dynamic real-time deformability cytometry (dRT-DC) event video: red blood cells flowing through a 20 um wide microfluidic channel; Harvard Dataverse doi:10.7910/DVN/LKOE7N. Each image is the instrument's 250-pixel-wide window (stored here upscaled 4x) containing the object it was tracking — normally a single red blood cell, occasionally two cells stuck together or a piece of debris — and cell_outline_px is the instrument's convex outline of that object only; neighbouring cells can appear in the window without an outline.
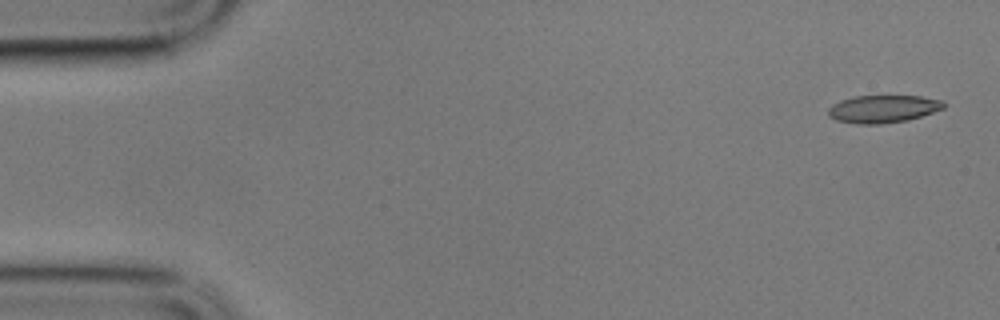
{"species": "common noctule bat (a hibernating species)", "species_latin": "Nyctalus noctula", "temperature_condition": "cold", "stored_images_in_passage": 53, "camera_frame_rate_fps": 3000, "um_per_image_px": 0.085, "animal": {"sex": "male", "body_mass_g": 17.9}, "frame": {"image": 1, "passage_image": 1, "time_ms": 0.0, "image_size_px": [1000, 320], "cell_outline_px": [[944, 108], [908, 120], [880, 124], [856, 124], [836, 120], [828, 116], [828, 108], [832, 104], [840, 100], [856, 96], [920, 96], [944, 100]], "centroid_in_image_um": [75.03, 9.26], "position_along_channel_um": 10.0, "area_um2": 18.61}}
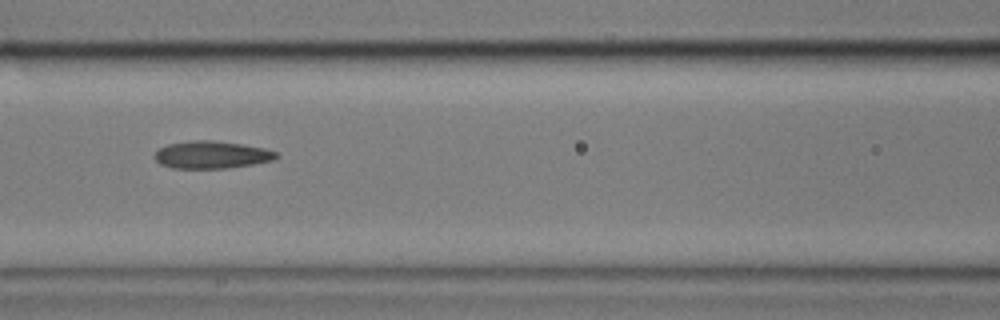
{"frame": {"image": 2, "passage_image": 24, "time_ms": 7.667, "image_size_px": [1000, 320], "cell_outline_px": [[280, 156], [272, 160], [252, 164], [224, 168], [172, 168], [160, 164], [152, 156], [160, 148], [168, 144], [192, 140], [212, 140], [240, 144], [264, 148], [276, 152]], "centroid_in_image_um": [17.95, 13.15], "position_along_channel_um": 148.6, "area_um2": 19.31}}
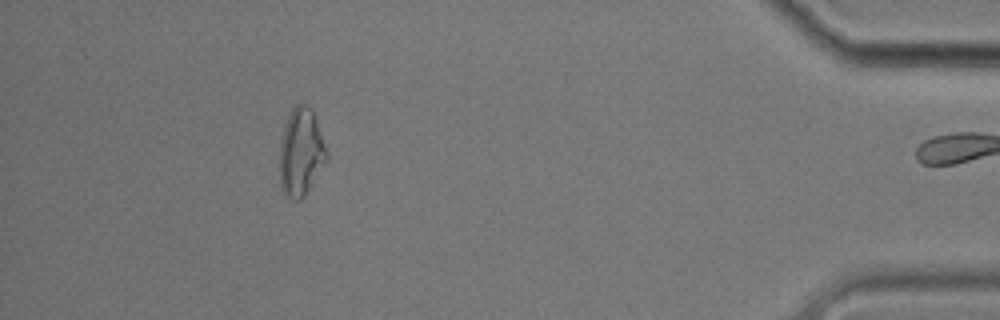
{"frame": {"image": 3, "passage_image": 52, "time_ms": 17.0, "image_size_px": [1000, 320], "cell_outline_px": [[328, 160], [304, 196], [300, 200], [292, 200], [284, 196], [280, 188], [280, 140], [284, 124], [292, 108], [296, 104], [304, 104], [312, 108], [316, 116], [328, 152]], "centroid_in_image_um": [25.59, 12.94], "position_along_channel_um": 409.6, "area_um2": 24.57}, "authors_computed_cell_mechanics": {"area_um2": 19.5364, "velocity_mm_per_s": 3.3982, "shape_relaxation_time_tau1_ms": null, "shape_relaxation_time_tau2_ms": 3.5826, "deformation_change_tau1": null, "deformation_change_tau2": 0.1114}}